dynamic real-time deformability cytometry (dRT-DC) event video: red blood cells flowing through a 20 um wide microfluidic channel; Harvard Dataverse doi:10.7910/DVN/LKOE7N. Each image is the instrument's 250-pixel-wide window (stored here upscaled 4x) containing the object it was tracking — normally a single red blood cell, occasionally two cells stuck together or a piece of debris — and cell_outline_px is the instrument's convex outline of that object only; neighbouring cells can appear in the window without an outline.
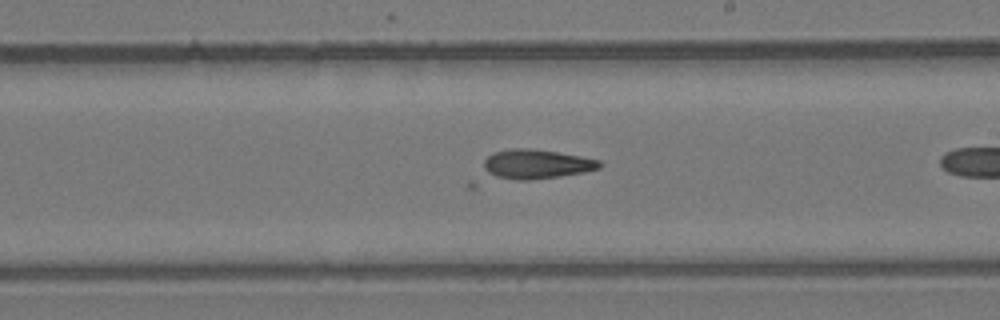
{"species": "common noctule bat (a hibernating species)", "species_latin": "Nyctalus noctula", "temperature_condition": "room temperature", "stored_images_in_passage": 23, "camera_frame_rate_fps": 3000, "um_per_image_px": 0.085, "animal": {"sex": "female", "body_mass_g": 24.6, "forearm_length_mm": 56.2}, "frame": {"image": 1, "passage_image": 18, "time_ms": 5.667, "image_size_px": [1000, 320], "cell_outline_px": [[600, 168], [584, 172], [560, 176], [476, 188], [468, 188], [468, 180], [484, 160], [492, 152], [512, 148], [532, 148], [580, 156], [600, 160]], "centroid_in_image_um": [44.86, 14.16], "position_along_channel_um": 244.1, "area_um2": 23.87}}
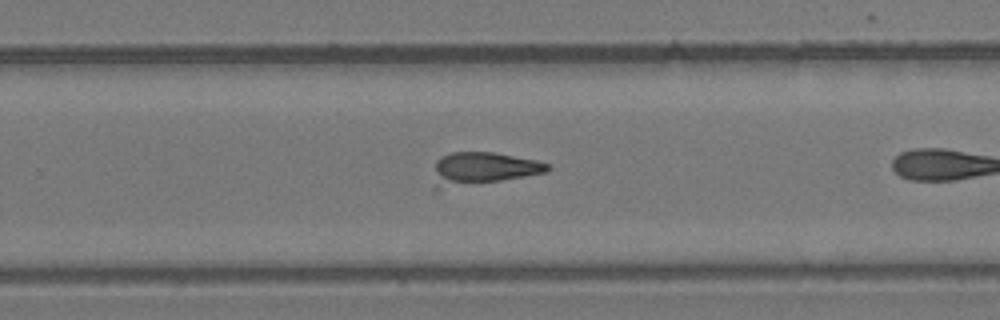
{"frame": {"image": 2, "passage_image": 21, "time_ms": 6.667, "image_size_px": [1000, 320], "cell_outline_px": [[552, 168], [544, 172], [524, 176], [436, 192], [432, 188], [436, 160], [440, 156], [452, 152], [492, 152], [536, 160], [552, 164]], "centroid_in_image_um": [40.92, 14.37], "position_along_channel_um": 288.9, "area_um2": 22.25}}